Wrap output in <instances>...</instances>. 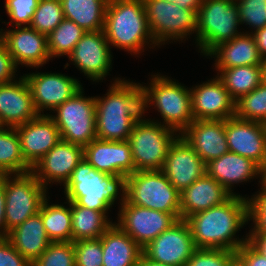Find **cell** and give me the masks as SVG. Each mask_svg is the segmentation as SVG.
<instances>
[{
	"label": "cell",
	"mask_w": 266,
	"mask_h": 266,
	"mask_svg": "<svg viewBox=\"0 0 266 266\" xmlns=\"http://www.w3.org/2000/svg\"><path fill=\"white\" fill-rule=\"evenodd\" d=\"M249 220L248 198L234 194L224 203L189 216L186 221L198 249L237 251L248 241L234 238ZM234 238V239H233Z\"/></svg>",
	"instance_id": "cell-1"
},
{
	"label": "cell",
	"mask_w": 266,
	"mask_h": 266,
	"mask_svg": "<svg viewBox=\"0 0 266 266\" xmlns=\"http://www.w3.org/2000/svg\"><path fill=\"white\" fill-rule=\"evenodd\" d=\"M24 78L39 115L44 109L54 111L82 88L77 79L59 73H32Z\"/></svg>",
	"instance_id": "cell-15"
},
{
	"label": "cell",
	"mask_w": 266,
	"mask_h": 266,
	"mask_svg": "<svg viewBox=\"0 0 266 266\" xmlns=\"http://www.w3.org/2000/svg\"><path fill=\"white\" fill-rule=\"evenodd\" d=\"M72 242L99 239L113 224L100 211L78 206L71 202Z\"/></svg>",
	"instance_id": "cell-31"
},
{
	"label": "cell",
	"mask_w": 266,
	"mask_h": 266,
	"mask_svg": "<svg viewBox=\"0 0 266 266\" xmlns=\"http://www.w3.org/2000/svg\"><path fill=\"white\" fill-rule=\"evenodd\" d=\"M151 35L157 45L183 39L197 31V13L165 0H142ZM159 43V44H158Z\"/></svg>",
	"instance_id": "cell-11"
},
{
	"label": "cell",
	"mask_w": 266,
	"mask_h": 266,
	"mask_svg": "<svg viewBox=\"0 0 266 266\" xmlns=\"http://www.w3.org/2000/svg\"><path fill=\"white\" fill-rule=\"evenodd\" d=\"M236 3L240 24H249L255 31L266 26V0H240Z\"/></svg>",
	"instance_id": "cell-39"
},
{
	"label": "cell",
	"mask_w": 266,
	"mask_h": 266,
	"mask_svg": "<svg viewBox=\"0 0 266 266\" xmlns=\"http://www.w3.org/2000/svg\"><path fill=\"white\" fill-rule=\"evenodd\" d=\"M228 149L251 159L262 169L266 166V124L237 117L225 120Z\"/></svg>",
	"instance_id": "cell-14"
},
{
	"label": "cell",
	"mask_w": 266,
	"mask_h": 266,
	"mask_svg": "<svg viewBox=\"0 0 266 266\" xmlns=\"http://www.w3.org/2000/svg\"><path fill=\"white\" fill-rule=\"evenodd\" d=\"M14 175L11 179V174H5V219L8 232L37 214L46 198V188L31 171Z\"/></svg>",
	"instance_id": "cell-10"
},
{
	"label": "cell",
	"mask_w": 266,
	"mask_h": 266,
	"mask_svg": "<svg viewBox=\"0 0 266 266\" xmlns=\"http://www.w3.org/2000/svg\"><path fill=\"white\" fill-rule=\"evenodd\" d=\"M0 266H31L8 239H0Z\"/></svg>",
	"instance_id": "cell-44"
},
{
	"label": "cell",
	"mask_w": 266,
	"mask_h": 266,
	"mask_svg": "<svg viewBox=\"0 0 266 266\" xmlns=\"http://www.w3.org/2000/svg\"><path fill=\"white\" fill-rule=\"evenodd\" d=\"M82 94L83 88L54 110L56 116L50 117L59 130L61 140L85 147L97 138L96 110L95 97L86 98Z\"/></svg>",
	"instance_id": "cell-9"
},
{
	"label": "cell",
	"mask_w": 266,
	"mask_h": 266,
	"mask_svg": "<svg viewBox=\"0 0 266 266\" xmlns=\"http://www.w3.org/2000/svg\"><path fill=\"white\" fill-rule=\"evenodd\" d=\"M248 242L266 258V234H250Z\"/></svg>",
	"instance_id": "cell-48"
},
{
	"label": "cell",
	"mask_w": 266,
	"mask_h": 266,
	"mask_svg": "<svg viewBox=\"0 0 266 266\" xmlns=\"http://www.w3.org/2000/svg\"><path fill=\"white\" fill-rule=\"evenodd\" d=\"M83 158L84 147L60 140L35 163L31 172L45 188L48 182L65 184Z\"/></svg>",
	"instance_id": "cell-18"
},
{
	"label": "cell",
	"mask_w": 266,
	"mask_h": 266,
	"mask_svg": "<svg viewBox=\"0 0 266 266\" xmlns=\"http://www.w3.org/2000/svg\"><path fill=\"white\" fill-rule=\"evenodd\" d=\"M262 79H263V82L266 84V60L264 64L262 65Z\"/></svg>",
	"instance_id": "cell-53"
},
{
	"label": "cell",
	"mask_w": 266,
	"mask_h": 266,
	"mask_svg": "<svg viewBox=\"0 0 266 266\" xmlns=\"http://www.w3.org/2000/svg\"><path fill=\"white\" fill-rule=\"evenodd\" d=\"M179 134L205 164L229 151L225 120H194Z\"/></svg>",
	"instance_id": "cell-24"
},
{
	"label": "cell",
	"mask_w": 266,
	"mask_h": 266,
	"mask_svg": "<svg viewBox=\"0 0 266 266\" xmlns=\"http://www.w3.org/2000/svg\"><path fill=\"white\" fill-rule=\"evenodd\" d=\"M31 266H76L73 242H51Z\"/></svg>",
	"instance_id": "cell-38"
},
{
	"label": "cell",
	"mask_w": 266,
	"mask_h": 266,
	"mask_svg": "<svg viewBox=\"0 0 266 266\" xmlns=\"http://www.w3.org/2000/svg\"><path fill=\"white\" fill-rule=\"evenodd\" d=\"M102 266H137L142 248L118 225L112 224L100 237Z\"/></svg>",
	"instance_id": "cell-28"
},
{
	"label": "cell",
	"mask_w": 266,
	"mask_h": 266,
	"mask_svg": "<svg viewBox=\"0 0 266 266\" xmlns=\"http://www.w3.org/2000/svg\"><path fill=\"white\" fill-rule=\"evenodd\" d=\"M236 256L245 266H266V258L248 241L236 251Z\"/></svg>",
	"instance_id": "cell-45"
},
{
	"label": "cell",
	"mask_w": 266,
	"mask_h": 266,
	"mask_svg": "<svg viewBox=\"0 0 266 266\" xmlns=\"http://www.w3.org/2000/svg\"><path fill=\"white\" fill-rule=\"evenodd\" d=\"M235 251L224 249H197L185 266H229Z\"/></svg>",
	"instance_id": "cell-41"
},
{
	"label": "cell",
	"mask_w": 266,
	"mask_h": 266,
	"mask_svg": "<svg viewBox=\"0 0 266 266\" xmlns=\"http://www.w3.org/2000/svg\"><path fill=\"white\" fill-rule=\"evenodd\" d=\"M39 116L24 75L19 81L0 84L1 127L16 128Z\"/></svg>",
	"instance_id": "cell-23"
},
{
	"label": "cell",
	"mask_w": 266,
	"mask_h": 266,
	"mask_svg": "<svg viewBox=\"0 0 266 266\" xmlns=\"http://www.w3.org/2000/svg\"><path fill=\"white\" fill-rule=\"evenodd\" d=\"M84 158L98 171L109 175L129 176L135 172L128 140L95 139L84 147Z\"/></svg>",
	"instance_id": "cell-22"
},
{
	"label": "cell",
	"mask_w": 266,
	"mask_h": 266,
	"mask_svg": "<svg viewBox=\"0 0 266 266\" xmlns=\"http://www.w3.org/2000/svg\"><path fill=\"white\" fill-rule=\"evenodd\" d=\"M5 202V174H3L0 175V239H7L9 235L6 228Z\"/></svg>",
	"instance_id": "cell-47"
},
{
	"label": "cell",
	"mask_w": 266,
	"mask_h": 266,
	"mask_svg": "<svg viewBox=\"0 0 266 266\" xmlns=\"http://www.w3.org/2000/svg\"><path fill=\"white\" fill-rule=\"evenodd\" d=\"M150 120L139 119L129 135L135 171L162 170L175 130Z\"/></svg>",
	"instance_id": "cell-8"
},
{
	"label": "cell",
	"mask_w": 266,
	"mask_h": 266,
	"mask_svg": "<svg viewBox=\"0 0 266 266\" xmlns=\"http://www.w3.org/2000/svg\"><path fill=\"white\" fill-rule=\"evenodd\" d=\"M171 3L179 5L183 9L193 10L196 13L199 11V7L202 5L203 0H165Z\"/></svg>",
	"instance_id": "cell-50"
},
{
	"label": "cell",
	"mask_w": 266,
	"mask_h": 266,
	"mask_svg": "<svg viewBox=\"0 0 266 266\" xmlns=\"http://www.w3.org/2000/svg\"><path fill=\"white\" fill-rule=\"evenodd\" d=\"M16 65L4 44L0 45V84L10 83L15 77Z\"/></svg>",
	"instance_id": "cell-46"
},
{
	"label": "cell",
	"mask_w": 266,
	"mask_h": 266,
	"mask_svg": "<svg viewBox=\"0 0 266 266\" xmlns=\"http://www.w3.org/2000/svg\"><path fill=\"white\" fill-rule=\"evenodd\" d=\"M229 266H245V264L236 256L229 264Z\"/></svg>",
	"instance_id": "cell-52"
},
{
	"label": "cell",
	"mask_w": 266,
	"mask_h": 266,
	"mask_svg": "<svg viewBox=\"0 0 266 266\" xmlns=\"http://www.w3.org/2000/svg\"><path fill=\"white\" fill-rule=\"evenodd\" d=\"M262 181L266 184V166L263 168Z\"/></svg>",
	"instance_id": "cell-54"
},
{
	"label": "cell",
	"mask_w": 266,
	"mask_h": 266,
	"mask_svg": "<svg viewBox=\"0 0 266 266\" xmlns=\"http://www.w3.org/2000/svg\"><path fill=\"white\" fill-rule=\"evenodd\" d=\"M240 19L234 0H203L197 13L196 41L204 55L222 42L241 35Z\"/></svg>",
	"instance_id": "cell-6"
},
{
	"label": "cell",
	"mask_w": 266,
	"mask_h": 266,
	"mask_svg": "<svg viewBox=\"0 0 266 266\" xmlns=\"http://www.w3.org/2000/svg\"><path fill=\"white\" fill-rule=\"evenodd\" d=\"M64 17L86 32L104 29L108 0H60Z\"/></svg>",
	"instance_id": "cell-30"
},
{
	"label": "cell",
	"mask_w": 266,
	"mask_h": 266,
	"mask_svg": "<svg viewBox=\"0 0 266 266\" xmlns=\"http://www.w3.org/2000/svg\"><path fill=\"white\" fill-rule=\"evenodd\" d=\"M190 91L194 120H226L235 116V101L218 77Z\"/></svg>",
	"instance_id": "cell-21"
},
{
	"label": "cell",
	"mask_w": 266,
	"mask_h": 266,
	"mask_svg": "<svg viewBox=\"0 0 266 266\" xmlns=\"http://www.w3.org/2000/svg\"><path fill=\"white\" fill-rule=\"evenodd\" d=\"M104 34L109 44L139 54L145 43L156 44L142 0H108Z\"/></svg>",
	"instance_id": "cell-4"
},
{
	"label": "cell",
	"mask_w": 266,
	"mask_h": 266,
	"mask_svg": "<svg viewBox=\"0 0 266 266\" xmlns=\"http://www.w3.org/2000/svg\"><path fill=\"white\" fill-rule=\"evenodd\" d=\"M197 249L188 222L179 219L142 248V252L159 263L185 266Z\"/></svg>",
	"instance_id": "cell-13"
},
{
	"label": "cell",
	"mask_w": 266,
	"mask_h": 266,
	"mask_svg": "<svg viewBox=\"0 0 266 266\" xmlns=\"http://www.w3.org/2000/svg\"><path fill=\"white\" fill-rule=\"evenodd\" d=\"M47 197L43 200L39 214L41 215L47 237L51 242H72V214L70 207L59 204H48Z\"/></svg>",
	"instance_id": "cell-33"
},
{
	"label": "cell",
	"mask_w": 266,
	"mask_h": 266,
	"mask_svg": "<svg viewBox=\"0 0 266 266\" xmlns=\"http://www.w3.org/2000/svg\"><path fill=\"white\" fill-rule=\"evenodd\" d=\"M261 189L251 199H248L249 205V221L253 220L254 227L249 234H266V184L261 178Z\"/></svg>",
	"instance_id": "cell-43"
},
{
	"label": "cell",
	"mask_w": 266,
	"mask_h": 266,
	"mask_svg": "<svg viewBox=\"0 0 266 266\" xmlns=\"http://www.w3.org/2000/svg\"><path fill=\"white\" fill-rule=\"evenodd\" d=\"M254 36L256 46L264 60H266V26L262 29L251 32Z\"/></svg>",
	"instance_id": "cell-49"
},
{
	"label": "cell",
	"mask_w": 266,
	"mask_h": 266,
	"mask_svg": "<svg viewBox=\"0 0 266 266\" xmlns=\"http://www.w3.org/2000/svg\"><path fill=\"white\" fill-rule=\"evenodd\" d=\"M76 266H102L103 251L101 239L73 242Z\"/></svg>",
	"instance_id": "cell-40"
},
{
	"label": "cell",
	"mask_w": 266,
	"mask_h": 266,
	"mask_svg": "<svg viewBox=\"0 0 266 266\" xmlns=\"http://www.w3.org/2000/svg\"><path fill=\"white\" fill-rule=\"evenodd\" d=\"M31 169L22 155L16 129L0 127V175L22 174L30 172Z\"/></svg>",
	"instance_id": "cell-34"
},
{
	"label": "cell",
	"mask_w": 266,
	"mask_h": 266,
	"mask_svg": "<svg viewBox=\"0 0 266 266\" xmlns=\"http://www.w3.org/2000/svg\"><path fill=\"white\" fill-rule=\"evenodd\" d=\"M86 33L75 22L64 18L62 22L48 35L50 58L70 55L76 43Z\"/></svg>",
	"instance_id": "cell-35"
},
{
	"label": "cell",
	"mask_w": 266,
	"mask_h": 266,
	"mask_svg": "<svg viewBox=\"0 0 266 266\" xmlns=\"http://www.w3.org/2000/svg\"><path fill=\"white\" fill-rule=\"evenodd\" d=\"M4 32L0 31V45L3 44Z\"/></svg>",
	"instance_id": "cell-55"
},
{
	"label": "cell",
	"mask_w": 266,
	"mask_h": 266,
	"mask_svg": "<svg viewBox=\"0 0 266 266\" xmlns=\"http://www.w3.org/2000/svg\"><path fill=\"white\" fill-rule=\"evenodd\" d=\"M126 201L164 213H180V192L162 170L135 171L127 176Z\"/></svg>",
	"instance_id": "cell-7"
},
{
	"label": "cell",
	"mask_w": 266,
	"mask_h": 266,
	"mask_svg": "<svg viewBox=\"0 0 266 266\" xmlns=\"http://www.w3.org/2000/svg\"><path fill=\"white\" fill-rule=\"evenodd\" d=\"M217 71L221 73L218 78L234 101L250 93L263 82L262 65L238 66Z\"/></svg>",
	"instance_id": "cell-32"
},
{
	"label": "cell",
	"mask_w": 266,
	"mask_h": 266,
	"mask_svg": "<svg viewBox=\"0 0 266 266\" xmlns=\"http://www.w3.org/2000/svg\"><path fill=\"white\" fill-rule=\"evenodd\" d=\"M7 239L31 264L41 256L51 243L39 213L29 217L11 230Z\"/></svg>",
	"instance_id": "cell-29"
},
{
	"label": "cell",
	"mask_w": 266,
	"mask_h": 266,
	"mask_svg": "<svg viewBox=\"0 0 266 266\" xmlns=\"http://www.w3.org/2000/svg\"><path fill=\"white\" fill-rule=\"evenodd\" d=\"M143 110L155 104L165 126L181 133L194 121L191 91L168 77L153 75L150 88L143 86Z\"/></svg>",
	"instance_id": "cell-5"
},
{
	"label": "cell",
	"mask_w": 266,
	"mask_h": 266,
	"mask_svg": "<svg viewBox=\"0 0 266 266\" xmlns=\"http://www.w3.org/2000/svg\"><path fill=\"white\" fill-rule=\"evenodd\" d=\"M39 0H6L5 9L14 26L30 25Z\"/></svg>",
	"instance_id": "cell-42"
},
{
	"label": "cell",
	"mask_w": 266,
	"mask_h": 266,
	"mask_svg": "<svg viewBox=\"0 0 266 266\" xmlns=\"http://www.w3.org/2000/svg\"><path fill=\"white\" fill-rule=\"evenodd\" d=\"M206 173L234 195L231 190L234 184L248 181L259 174L262 177L263 169L251 159L228 151L207 163Z\"/></svg>",
	"instance_id": "cell-26"
},
{
	"label": "cell",
	"mask_w": 266,
	"mask_h": 266,
	"mask_svg": "<svg viewBox=\"0 0 266 266\" xmlns=\"http://www.w3.org/2000/svg\"><path fill=\"white\" fill-rule=\"evenodd\" d=\"M232 196L214 178L205 173L180 193L181 219L220 205Z\"/></svg>",
	"instance_id": "cell-25"
},
{
	"label": "cell",
	"mask_w": 266,
	"mask_h": 266,
	"mask_svg": "<svg viewBox=\"0 0 266 266\" xmlns=\"http://www.w3.org/2000/svg\"><path fill=\"white\" fill-rule=\"evenodd\" d=\"M64 18L60 0H39L29 26L48 36Z\"/></svg>",
	"instance_id": "cell-37"
},
{
	"label": "cell",
	"mask_w": 266,
	"mask_h": 266,
	"mask_svg": "<svg viewBox=\"0 0 266 266\" xmlns=\"http://www.w3.org/2000/svg\"><path fill=\"white\" fill-rule=\"evenodd\" d=\"M106 95L95 97L97 139L128 140L134 124L144 113L142 85L118 79Z\"/></svg>",
	"instance_id": "cell-2"
},
{
	"label": "cell",
	"mask_w": 266,
	"mask_h": 266,
	"mask_svg": "<svg viewBox=\"0 0 266 266\" xmlns=\"http://www.w3.org/2000/svg\"><path fill=\"white\" fill-rule=\"evenodd\" d=\"M162 171L169 182L181 193L206 173V164L178 135L168 149Z\"/></svg>",
	"instance_id": "cell-16"
},
{
	"label": "cell",
	"mask_w": 266,
	"mask_h": 266,
	"mask_svg": "<svg viewBox=\"0 0 266 266\" xmlns=\"http://www.w3.org/2000/svg\"><path fill=\"white\" fill-rule=\"evenodd\" d=\"M137 266H171V265H166L163 263H159L156 261H153L149 258H147L143 253L140 256L139 262Z\"/></svg>",
	"instance_id": "cell-51"
},
{
	"label": "cell",
	"mask_w": 266,
	"mask_h": 266,
	"mask_svg": "<svg viewBox=\"0 0 266 266\" xmlns=\"http://www.w3.org/2000/svg\"><path fill=\"white\" fill-rule=\"evenodd\" d=\"M235 117L266 124V84L264 82L235 101Z\"/></svg>",
	"instance_id": "cell-36"
},
{
	"label": "cell",
	"mask_w": 266,
	"mask_h": 266,
	"mask_svg": "<svg viewBox=\"0 0 266 266\" xmlns=\"http://www.w3.org/2000/svg\"><path fill=\"white\" fill-rule=\"evenodd\" d=\"M15 129L20 139L22 155L31 167L61 140L50 115L41 114Z\"/></svg>",
	"instance_id": "cell-20"
},
{
	"label": "cell",
	"mask_w": 266,
	"mask_h": 266,
	"mask_svg": "<svg viewBox=\"0 0 266 266\" xmlns=\"http://www.w3.org/2000/svg\"><path fill=\"white\" fill-rule=\"evenodd\" d=\"M212 55L217 58V69L263 65L265 62L256 46L254 36L248 32L220 43L207 54L210 57Z\"/></svg>",
	"instance_id": "cell-27"
},
{
	"label": "cell",
	"mask_w": 266,
	"mask_h": 266,
	"mask_svg": "<svg viewBox=\"0 0 266 266\" xmlns=\"http://www.w3.org/2000/svg\"><path fill=\"white\" fill-rule=\"evenodd\" d=\"M4 32L3 44L16 65L39 67L50 59L48 36L30 26Z\"/></svg>",
	"instance_id": "cell-19"
},
{
	"label": "cell",
	"mask_w": 266,
	"mask_h": 266,
	"mask_svg": "<svg viewBox=\"0 0 266 266\" xmlns=\"http://www.w3.org/2000/svg\"><path fill=\"white\" fill-rule=\"evenodd\" d=\"M68 57L93 81L103 80L111 69L112 56L103 30L86 32Z\"/></svg>",
	"instance_id": "cell-17"
},
{
	"label": "cell",
	"mask_w": 266,
	"mask_h": 266,
	"mask_svg": "<svg viewBox=\"0 0 266 266\" xmlns=\"http://www.w3.org/2000/svg\"><path fill=\"white\" fill-rule=\"evenodd\" d=\"M119 213L117 225L141 248L181 219L180 213H164L132 205L126 200L121 204Z\"/></svg>",
	"instance_id": "cell-12"
},
{
	"label": "cell",
	"mask_w": 266,
	"mask_h": 266,
	"mask_svg": "<svg viewBox=\"0 0 266 266\" xmlns=\"http://www.w3.org/2000/svg\"><path fill=\"white\" fill-rule=\"evenodd\" d=\"M126 176L109 175L96 170L83 158L64 185L68 202H75L92 210L103 212L114 205L118 190H122L121 204L126 200Z\"/></svg>",
	"instance_id": "cell-3"
}]
</instances>
